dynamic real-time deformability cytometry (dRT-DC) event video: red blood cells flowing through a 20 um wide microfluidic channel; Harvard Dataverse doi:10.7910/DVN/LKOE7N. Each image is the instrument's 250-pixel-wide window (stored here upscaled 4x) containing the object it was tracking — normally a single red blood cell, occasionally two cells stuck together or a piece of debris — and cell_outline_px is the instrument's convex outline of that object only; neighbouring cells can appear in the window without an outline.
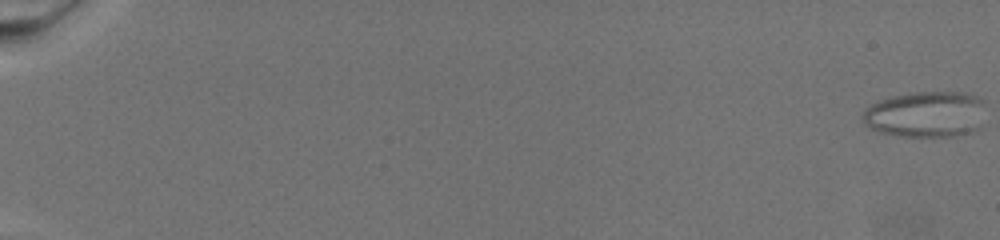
{"species": "common noctule bat (a hibernating species)", "species_latin": "Nyctalus noctula", "temperature_condition": "warm", "stored_images_in_passage": 74, "camera_frame_rate_fps": 3000, "um_per_image_px": 0.085, "animal": {"sex": "female", "body_mass_g": 19.5, "forearm_length_mm": 54.1}, "frame": {"image": 1, "passage_image": 1, "time_ms": 0.0, "image_size_px": [1000, 240], "cell_outline_px": [[980, 128], [972, 132], [956, 136], [900, 136], [880, 132], [864, 124], [864, 112], [872, 104], [880, 100], [896, 96], [916, 92], [956, 92], [976, 96], [980, 100]], "centroid_in_image_um": [78.67, 9.74], "position_along_channel_um": 6.3, "area_um2": 32.14}}
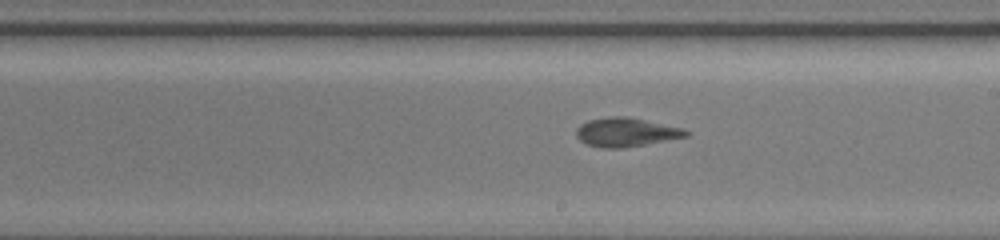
{"frame": {"image": 2, "passage_image": 47, "time_ms": 15.333, "image_size_px": [1000, 240], "cell_outline_px": [[688, 136], [644, 144], [620, 148], [600, 148], [588, 144], [580, 140], [576, 136], [576, 128], [580, 124], [588, 120], [608, 116], [624, 116], [684, 128], [688, 132]], "centroid_in_image_um": [53.16, 11.23], "position_along_channel_um": 235.8, "area_um2": 18.26}}
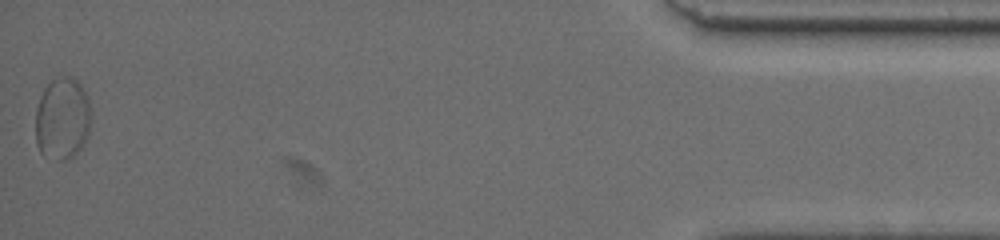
{"frame": {"image": 3, "passage_image": 74, "time_ms": 24.333, "image_size_px": [1000, 240], "cell_outline_px": [[92, 120], [84, 144], [68, 160], [56, 160], [40, 152], [36, 144], [36, 108], [40, 96], [44, 88], [52, 80], [60, 76], [72, 76], [80, 84], [88, 96], [92, 116]], "centroid_in_image_um": [5.32, 10.06], "position_along_channel_um": 429.9, "area_um2": 26.93}}